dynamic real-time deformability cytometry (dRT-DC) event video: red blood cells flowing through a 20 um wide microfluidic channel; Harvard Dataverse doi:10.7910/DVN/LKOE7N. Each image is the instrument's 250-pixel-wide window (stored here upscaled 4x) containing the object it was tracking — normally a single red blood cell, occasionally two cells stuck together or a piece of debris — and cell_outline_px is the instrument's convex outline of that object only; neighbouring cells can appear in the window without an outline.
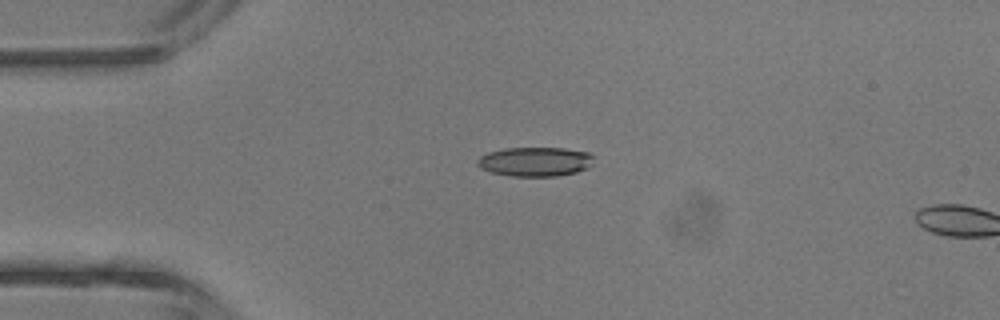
{"species": "common noctule bat (a hibernating species)", "species_latin": "Nyctalus noctula", "temperature_condition": "room temperature", "stored_images_in_passage": 3, "camera_frame_rate_fps": 3000, "um_per_image_px": 0.085, "animal": {"sex": "male", "body_mass_g": 13.3}, "frame": {"image": 1, "passage_image": 2, "time_ms": 1.333, "image_size_px": [1000, 320], "cell_outline_px": [[592, 164], [588, 168], [576, 172], [556, 176], [508, 176], [492, 172], [480, 168], [476, 164], [476, 160], [480, 156], [488, 152], [504, 148], [564, 148], [588, 152], [592, 156]], "centroid_in_image_um": [45.46, 13.74], "position_along_channel_um": 39.5, "area_um2": 19.94}}